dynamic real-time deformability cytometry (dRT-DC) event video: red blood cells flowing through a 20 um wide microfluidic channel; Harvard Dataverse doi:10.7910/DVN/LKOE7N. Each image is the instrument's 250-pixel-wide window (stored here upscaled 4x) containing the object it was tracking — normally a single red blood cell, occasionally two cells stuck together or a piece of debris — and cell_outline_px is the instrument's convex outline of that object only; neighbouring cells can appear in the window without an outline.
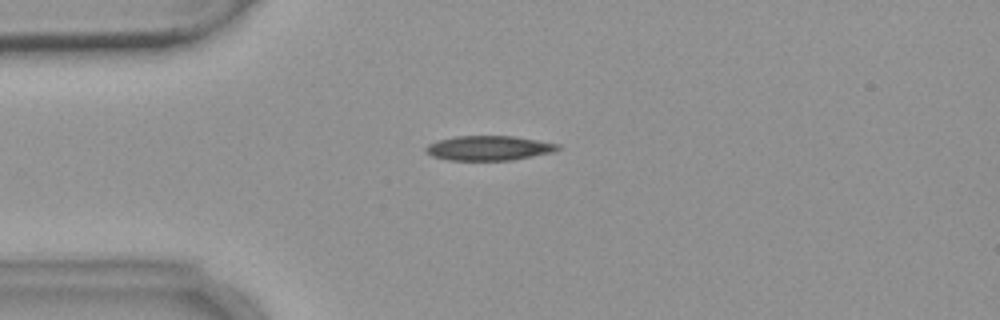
{"species": "common noctule bat (a hibernating species)", "species_latin": "Nyctalus noctula", "temperature_condition": "warm", "stored_images_in_passage": 7, "camera_frame_rate_fps": 3000, "um_per_image_px": 0.085, "animal": {"sex": "female", "body_mass_g": 18.4}, "frame": {"image": 1, "passage_image": 3, "time_ms": 2.333, "image_size_px": [1000, 320], "cell_outline_px": [[560, 148], [552, 152], [512, 160], [448, 160], [432, 156], [424, 148], [428, 144], [440, 140], [456, 136], [512, 136], [560, 144]], "centroid_in_image_um": [41.55, 12.59], "position_along_channel_um": 43.5, "area_um2": 18.73}}
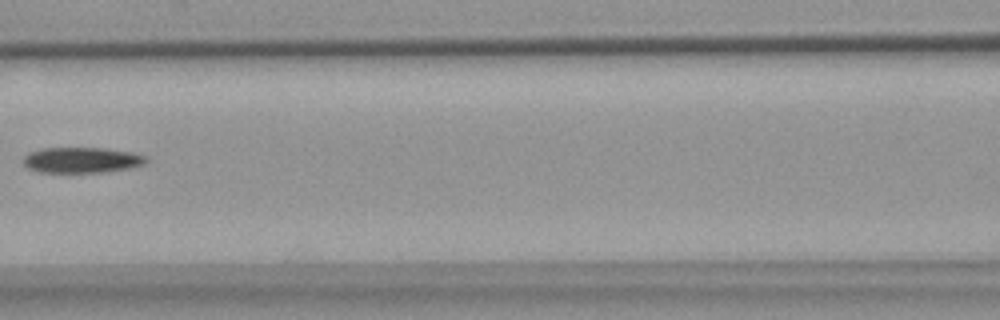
{"frame": {"image": 2, "passage_image": 6, "time_ms": 6.0, "image_size_px": [1000, 320], "cell_outline_px": [[148, 160], [144, 164], [128, 168], [104, 172], [40, 172], [28, 168], [24, 164], [24, 156], [32, 152], [44, 148], [104, 148], [132, 152], [144, 156]], "centroid_in_image_um": [6.96, 13.6], "position_along_channel_um": 159.6, "area_um2": 18.09}}
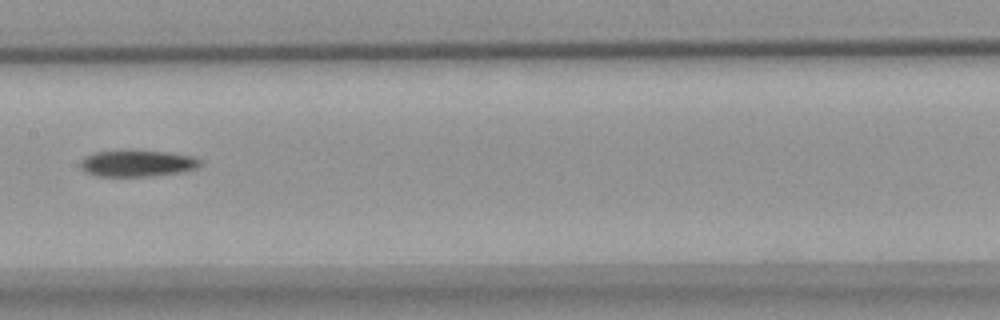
{"frame": {"image": 3, "passage_image": 7, "time_ms": 7.0, "image_size_px": [1000, 320], "cell_outline_px": [[204, 164], [196, 168], [184, 172], [152, 176], [96, 176], [84, 172], [80, 168], [80, 160], [84, 156], [96, 152], [124, 148], [168, 152], [192, 156], [200, 160]], "centroid_in_image_um": [11.64, 13.86], "position_along_channel_um": 195.8, "area_um2": 19.31}}